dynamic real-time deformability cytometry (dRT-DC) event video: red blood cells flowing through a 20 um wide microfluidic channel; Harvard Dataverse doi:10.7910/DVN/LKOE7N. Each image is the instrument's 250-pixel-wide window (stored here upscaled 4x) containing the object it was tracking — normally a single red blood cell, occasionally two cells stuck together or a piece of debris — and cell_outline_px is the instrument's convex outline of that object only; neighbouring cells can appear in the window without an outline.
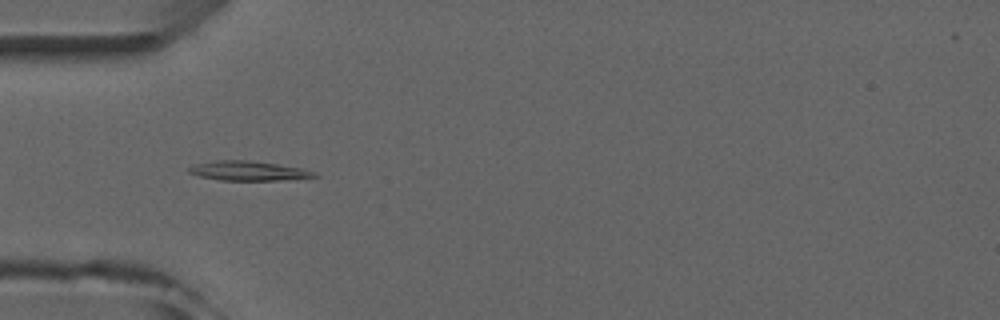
{"species": "common noctule bat (a hibernating species)", "species_latin": "Nyctalus noctula", "temperature_condition": "room temperature", "stored_images_in_passage": 8, "camera_frame_rate_fps": 3000, "um_per_image_px": 0.085, "animal": {"sex": "male", "forearm_length_mm": 52.5}, "frame": {"image": 1, "passage_image": 4, "time_ms": 3.333, "image_size_px": [1000, 320], "cell_outline_px": [[320, 176], [296, 180], [220, 180], [200, 176], [188, 172], [188, 168], [196, 164], [216, 160], [248, 160], [276, 164], [300, 168], [316, 172]], "centroid_in_image_um": [21.18, 14.53], "position_along_channel_um": 63.8, "area_um2": 14.28}}
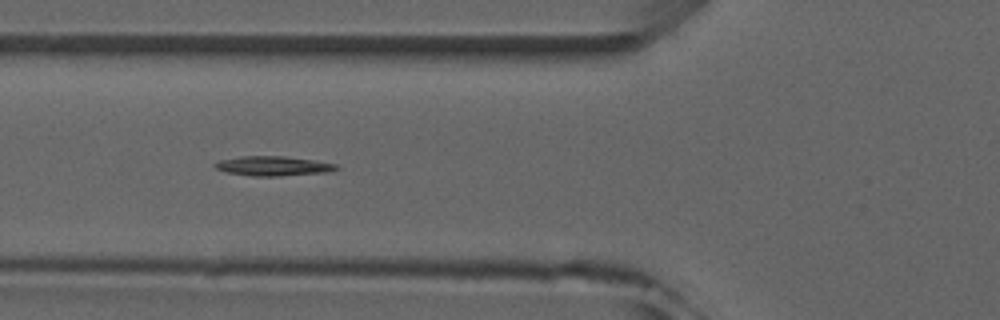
{"frame": {"image": 2, "passage_image": 5, "time_ms": 4.333, "image_size_px": [1000, 320], "cell_outline_px": [[340, 168], [328, 172], [280, 176], [252, 176], [224, 172], [216, 168], [212, 164], [220, 160], [240, 156], [284, 156], [316, 160], [336, 164]], "centroid_in_image_um": [23.21, 14.11], "position_along_channel_um": 102.6, "area_um2": 13.99}}
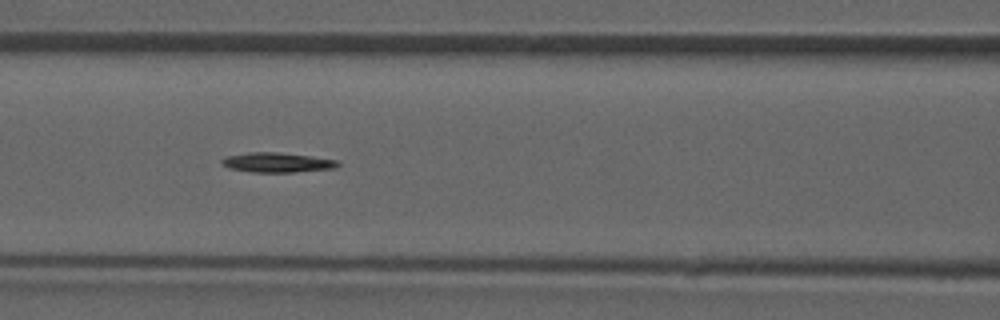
{"frame": {"image": 3, "passage_image": 6, "time_ms": 5.333, "image_size_px": [1000, 320], "cell_outline_px": [[340, 164], [336, 168], [296, 172], [252, 172], [228, 168], [220, 164], [220, 160], [228, 156], [248, 152], [276, 152], [308, 156], [336, 160]], "centroid_in_image_um": [23.51, 13.82], "position_along_channel_um": 143.1, "area_um2": 13.29}}